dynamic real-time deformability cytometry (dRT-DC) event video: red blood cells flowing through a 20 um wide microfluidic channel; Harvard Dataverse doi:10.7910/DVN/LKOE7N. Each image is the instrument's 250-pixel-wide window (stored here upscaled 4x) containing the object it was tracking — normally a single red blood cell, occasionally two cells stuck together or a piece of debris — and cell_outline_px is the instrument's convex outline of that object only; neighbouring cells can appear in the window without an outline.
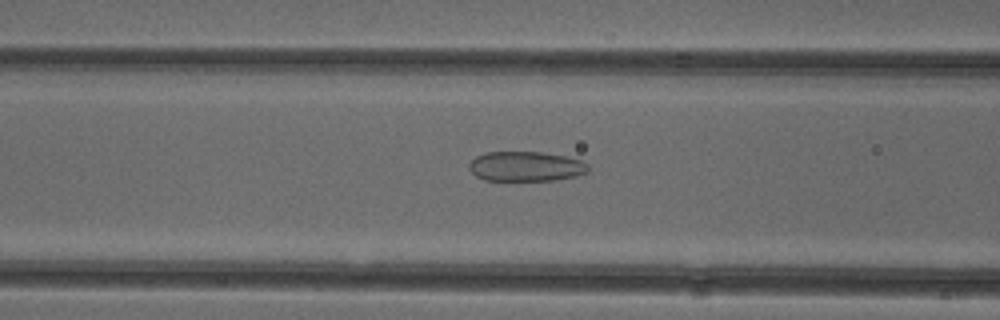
{"species": "common noctule bat (a hibernating species)", "species_latin": "Nyctalus noctula", "temperature_condition": "cold", "stored_images_in_passage": 52, "camera_frame_rate_fps": 3000, "um_per_image_px": 0.085, "animal": {"sex": "female"}, "frame": {"image": 1, "passage_image": 21, "time_ms": 6.667, "image_size_px": [1000, 320], "cell_outline_px": [[588, 172], [576, 176], [552, 180], [484, 180], [476, 176], [468, 168], [468, 164], [476, 156], [484, 152], [540, 152], [564, 156], [584, 160], [588, 164]], "centroid_in_image_um": [44.69, 14.14], "position_along_channel_um": 121.9, "area_um2": 20.75}}
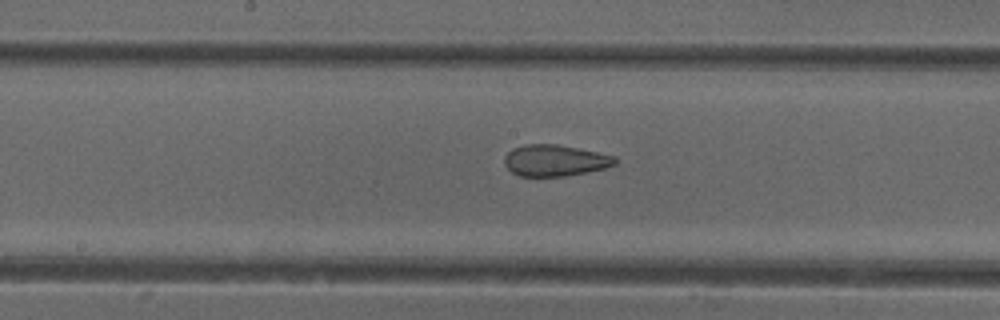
{"frame": {"image": 2, "passage_image": 27, "time_ms": 8.667, "image_size_px": [1000, 320], "cell_outline_px": [[616, 164], [604, 168], [564, 176], [520, 176], [512, 172], [504, 164], [504, 156], [512, 148], [528, 144], [556, 144], [616, 156]], "centroid_in_image_um": [47.14, 13.63], "position_along_channel_um": 201.1, "area_um2": 20.0}}
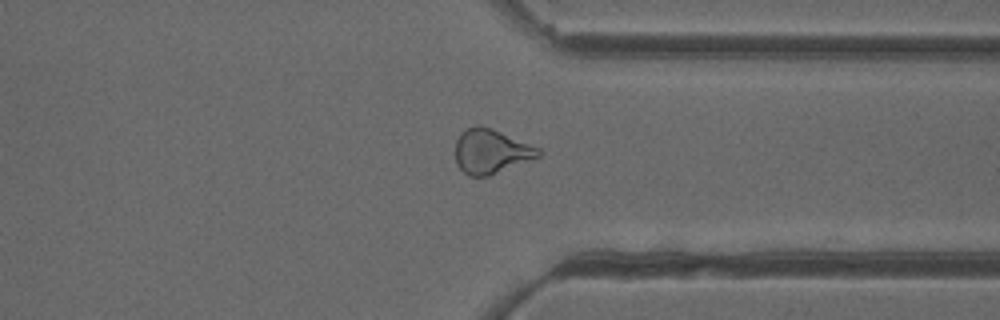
{"frame": {"image": 3, "passage_image": 40, "time_ms": 13.0, "image_size_px": [1000, 320], "cell_outline_px": [[544, 152], [540, 156], [488, 176], [468, 176], [456, 164], [456, 140], [460, 132], [476, 124], [480, 124], [492, 128], [540, 148]], "centroid_in_image_um": [41.73, 12.85], "position_along_channel_um": 369.7, "area_um2": 21.56}, "authors_computed_cell_mechanics": {"area_um2": 22.7443, "velocity_mm_per_s": 3.9329, "shape_relaxation_time_tau1_ms": null, "shape_relaxation_time_tau2_ms": 1.6576, "deformation_change_tau1": null, "deformation_change_tau2": 0.1001}}